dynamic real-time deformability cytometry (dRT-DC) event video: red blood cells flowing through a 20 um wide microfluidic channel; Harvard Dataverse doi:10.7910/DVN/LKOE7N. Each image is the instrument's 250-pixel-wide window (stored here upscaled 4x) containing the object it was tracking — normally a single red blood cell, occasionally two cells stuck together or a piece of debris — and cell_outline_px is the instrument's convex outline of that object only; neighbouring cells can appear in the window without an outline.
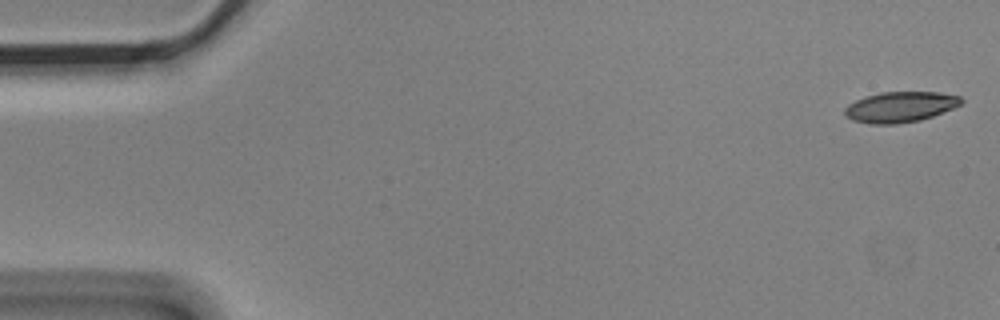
{"species": "Egyptian fruit bat (a non-hibernating species)", "species_latin": "Rousettus aegyptiacus", "temperature_condition": "cold", "stored_images_in_passage": 4, "camera_frame_rate_fps": 3000, "um_per_image_px": 0.085, "animal": {"sex": "male"}, "frame": {"image": 1, "passage_image": 1, "time_ms": 0.0, "image_size_px": [1000, 320], "cell_outline_px": [[964, 100], [960, 104], [952, 108], [932, 116], [920, 120], [896, 124], [868, 124], [852, 120], [844, 116], [844, 108], [848, 104], [864, 96], [880, 92], [940, 92], [960, 96]], "centroid_in_image_um": [76.47, 9.09], "position_along_channel_um": 8.5, "area_um2": 20.87}}